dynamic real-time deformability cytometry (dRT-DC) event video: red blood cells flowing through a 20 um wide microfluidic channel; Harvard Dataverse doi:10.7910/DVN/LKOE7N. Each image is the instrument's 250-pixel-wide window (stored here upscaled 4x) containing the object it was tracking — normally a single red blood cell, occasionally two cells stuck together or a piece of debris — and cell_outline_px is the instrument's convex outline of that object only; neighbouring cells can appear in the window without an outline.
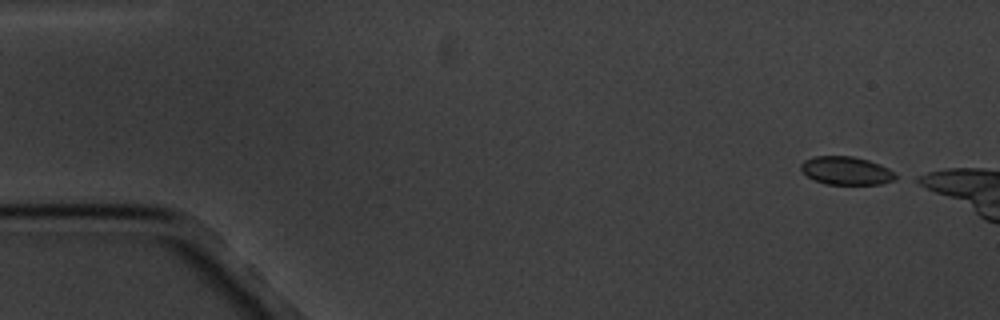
{"species": "common noctule bat (a hibernating species)", "species_latin": "Nyctalus noctula", "temperature_condition": "cold", "stored_images_in_passage": 5, "camera_frame_rate_fps": 3000, "um_per_image_px": 0.085, "animal": {"sex": "male", "body_mass_g": 20.1, "forearm_length_mm": 53.5}, "frame": {"image": 1, "passage_image": 1, "time_ms": 0.0, "image_size_px": [1000, 320], "cell_outline_px": [[900, 176], [896, 180], [880, 184], [824, 184], [808, 176], [800, 168], [800, 164], [804, 160], [812, 156], [852, 156], [868, 160], [880, 164], [888, 168]], "centroid_in_image_um": [71.96, 14.5], "position_along_channel_um": 13.0, "area_um2": 15.66}}
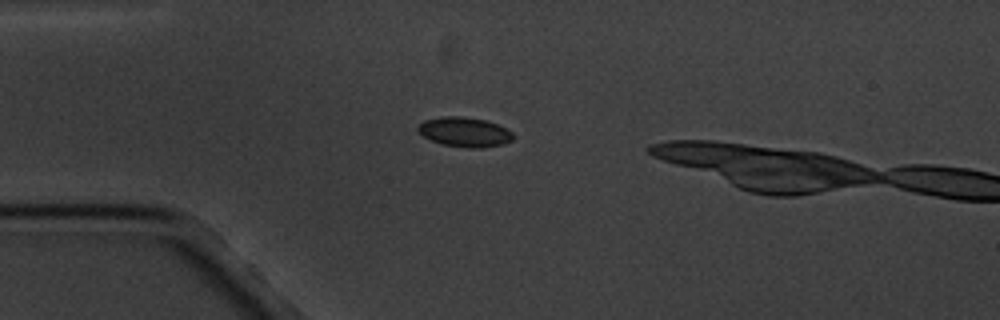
{"frame": {"image": 2, "passage_image": 4, "time_ms": 3.667, "image_size_px": [1000, 320], "cell_outline_px": [[512, 140], [500, 144], [480, 148], [468, 148], [444, 144], [432, 140], [424, 136], [416, 128], [424, 120], [444, 116], [460, 116], [484, 120], [496, 124], [512, 132]], "centroid_in_image_um": [39.47, 11.21], "position_along_channel_um": 45.5, "area_um2": 16.01}}